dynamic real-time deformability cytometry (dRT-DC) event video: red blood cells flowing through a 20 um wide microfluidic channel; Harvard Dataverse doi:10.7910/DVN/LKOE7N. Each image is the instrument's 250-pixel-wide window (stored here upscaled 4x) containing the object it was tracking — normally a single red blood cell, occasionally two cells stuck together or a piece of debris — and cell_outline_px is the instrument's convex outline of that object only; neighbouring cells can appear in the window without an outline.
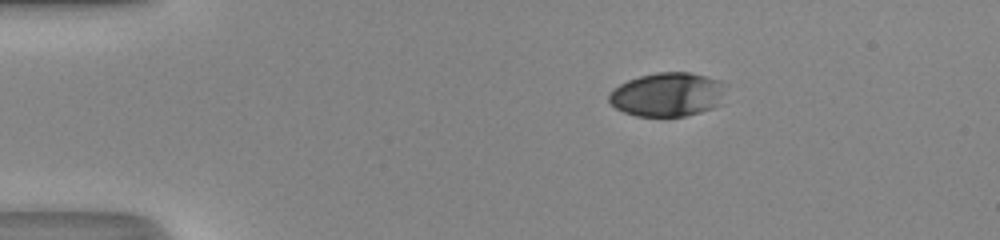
{"species": "human", "species_latin": "Homo sapiens", "temperature_condition": "room temperature", "stored_images_in_passage": 41, "camera_frame_rate_fps": 3000, "um_per_image_px": 0.085, "donor": {"sex": "male"}, "frame": {"image": 1, "passage_image": 1, "time_ms": 0.0, "image_size_px": [1000, 240], "cell_outline_px": [[704, 108], [696, 112], [680, 116], [640, 116], [628, 112], [612, 104], [608, 100], [612, 92], [616, 88], [632, 80], [644, 76], [664, 72], [684, 72], [700, 76], [704, 80]], "centroid_in_image_um": [56.2, 8.07], "position_along_channel_um": 28.8, "area_um2": 24.62}}
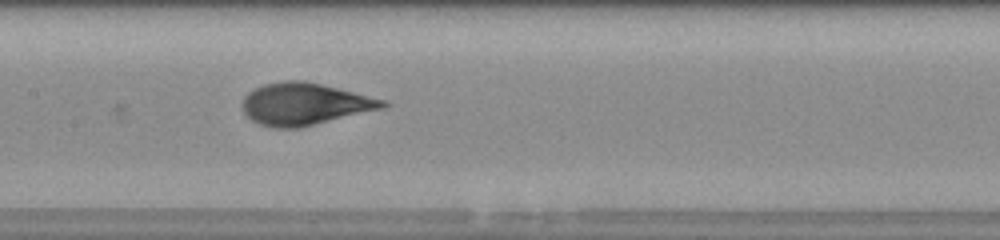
{"frame": {"image": 2, "passage_image": 17, "time_ms": 5.333, "image_size_px": [1000, 240], "cell_outline_px": [[388, 104], [308, 124], [264, 124], [256, 120], [244, 108], [244, 100], [252, 92], [260, 88], [272, 84], [316, 84], [380, 100]], "centroid_in_image_um": [25.84, 8.82], "position_along_channel_um": 181.6, "area_um2": 28.9}}
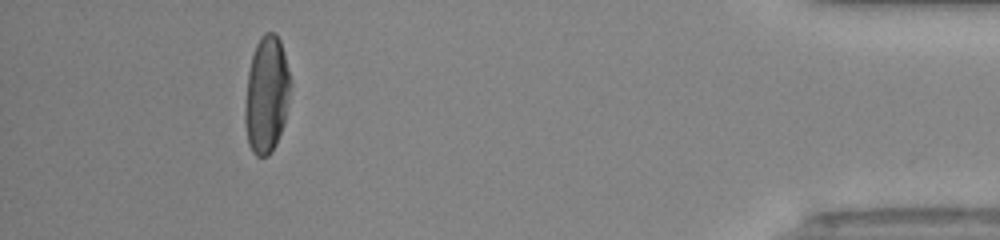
{"frame": {"image": 3, "passage_image": 37, "time_ms": 12.0, "image_size_px": [1000, 240], "cell_outline_px": [[288, 84], [284, 116], [280, 132], [272, 148], [264, 156], [260, 156], [252, 148], [248, 140], [248, 76], [252, 56], [260, 40], [268, 32], [272, 32], [276, 36], [280, 44], [284, 56], [288, 72]], "centroid_in_image_um": [22.66, 7.99], "position_along_channel_um": 412.5, "area_um2": 27.69}, "authors_computed_cell_mechanics": {"area_um2": 28.7844, "velocity_mm_per_s": 4.3367, "shape_relaxation_time_tau1_ms": 3.5844, "shape_relaxation_time_tau2_ms": 0.677, "deformation_change_tau1": 0.1931, "deformation_change_tau2": 0.0595}}